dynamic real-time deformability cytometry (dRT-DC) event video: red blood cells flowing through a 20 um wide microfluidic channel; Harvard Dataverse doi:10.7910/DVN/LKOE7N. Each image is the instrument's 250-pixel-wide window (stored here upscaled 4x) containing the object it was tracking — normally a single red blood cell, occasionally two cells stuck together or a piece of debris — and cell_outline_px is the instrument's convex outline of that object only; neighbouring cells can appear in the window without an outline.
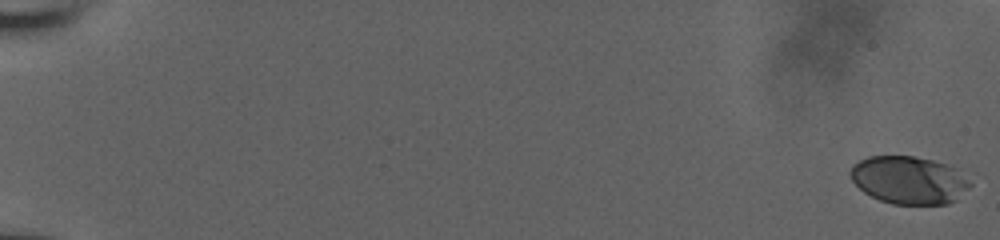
{"species": "human", "species_latin": "Homo sapiens", "temperature_condition": "room temperature", "stored_images_in_passage": 52, "camera_frame_rate_fps": 3000, "um_per_image_px": 0.085, "donor": {"sex": "male"}, "frame": {"image": 1, "passage_image": 1, "time_ms": 0.0, "image_size_px": [1000, 240], "cell_outline_px": [[972, 184], [956, 200], [948, 204], [892, 204], [880, 200], [864, 192], [852, 180], [848, 172], [852, 164], [868, 156], [912, 156], [932, 160], [956, 168]], "centroid_in_image_um": [77.23, 15.3], "position_along_channel_um": 7.8, "area_um2": 33.23}}
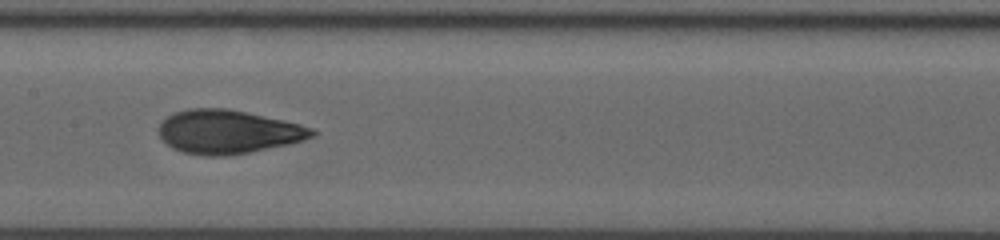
{"frame": {"image": 2, "passage_image": 32, "time_ms": 10.333, "image_size_px": [1000, 240], "cell_outline_px": [[316, 136], [304, 140], [288, 144], [248, 152], [224, 156], [208, 156], [184, 152], [172, 148], [160, 136], [160, 120], [176, 112], [188, 108], [228, 108], [284, 120], [300, 124], [312, 128], [316, 132]], "centroid_in_image_um": [19.39, 11.19], "position_along_channel_um": 188.0, "area_um2": 38.84}}
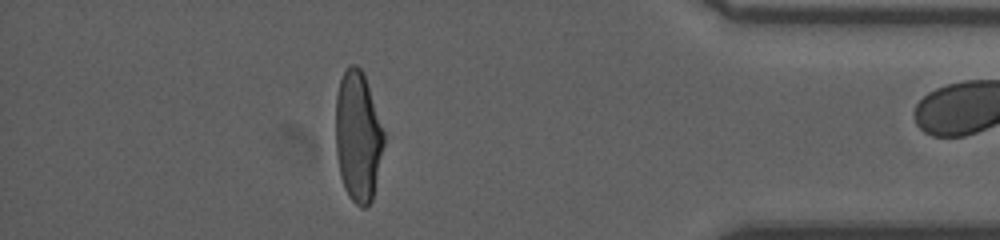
{"frame": {"image": 3, "passage_image": 51, "time_ms": 16.667, "image_size_px": [1000, 240], "cell_outline_px": [[384, 144], [372, 200], [364, 208], [360, 208], [348, 196], [344, 188], [340, 176], [336, 156], [336, 96], [340, 80], [344, 72], [352, 64], [356, 64], [364, 72], [384, 132]], "centroid_in_image_um": [30.42, 11.61], "position_along_channel_um": 404.8, "area_um2": 36.65}}